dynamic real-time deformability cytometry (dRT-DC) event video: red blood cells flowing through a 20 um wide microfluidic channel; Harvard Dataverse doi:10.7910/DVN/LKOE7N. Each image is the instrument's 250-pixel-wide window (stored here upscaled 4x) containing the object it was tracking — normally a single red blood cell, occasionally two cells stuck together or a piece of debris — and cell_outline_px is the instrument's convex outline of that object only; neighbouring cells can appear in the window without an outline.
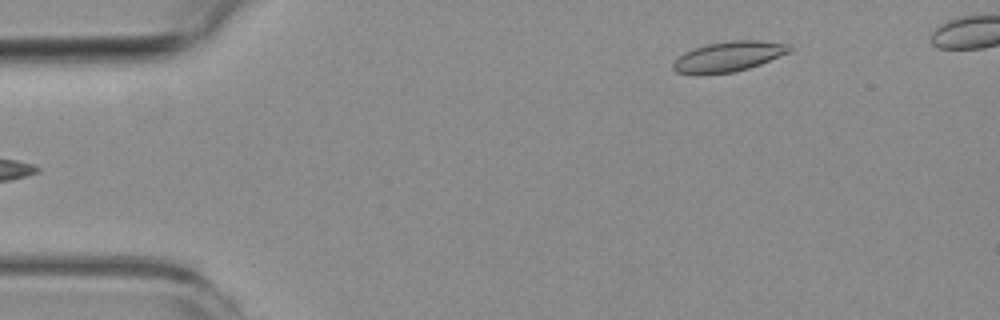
{"species": "common noctule bat (a hibernating species)", "species_latin": "Nyctalus noctula", "temperature_condition": "room temperature", "stored_images_in_passage": 4, "camera_frame_rate_fps": 3000, "um_per_image_px": 0.085, "animal": {"sex": "female", "body_mass_g": 19.3, "forearm_length_mm": 54.1}, "frame": {"image": 1, "passage_image": 4, "time_ms": 3.333, "image_size_px": [1000, 320], "cell_outline_px": [[792, 52], [760, 64], [748, 68], [732, 72], [676, 72], [672, 68], [672, 64], [684, 52], [708, 44], [732, 40], [760, 40], [792, 44]], "centroid_in_image_um": [62.05, 4.76], "position_along_channel_um": 23.0, "area_um2": 19.94}}